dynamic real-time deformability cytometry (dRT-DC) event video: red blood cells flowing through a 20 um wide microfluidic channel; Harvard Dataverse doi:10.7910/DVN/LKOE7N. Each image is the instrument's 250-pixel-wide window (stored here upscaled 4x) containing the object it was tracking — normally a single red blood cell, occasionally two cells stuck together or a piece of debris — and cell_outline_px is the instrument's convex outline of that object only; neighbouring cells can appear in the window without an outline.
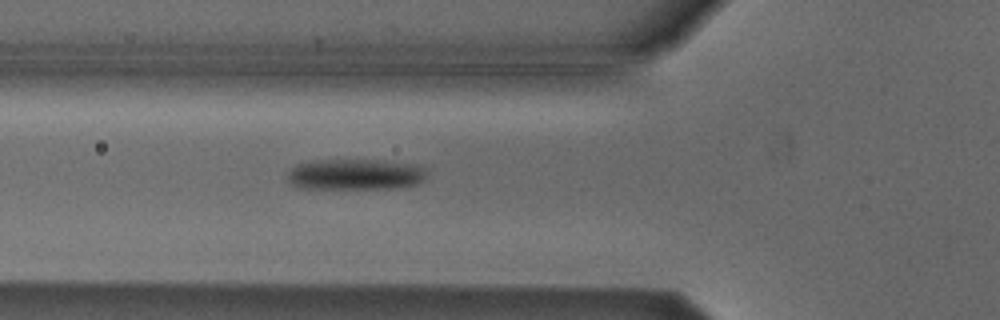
{"species": "Egyptian fruit bat (a non-hibernating species)", "species_latin": "Rousettus aegyptiacus", "temperature_condition": "cold", "stored_images_in_passage": 38, "segment_of_instrument_passage": [1, 2], "camera_frame_rate_fps": 3000, "um_per_image_px": 0.085, "animal": {"sex": "male"}, "frame": {"image": 1, "passage_image": 3, "time_ms": 0.667, "image_size_px": [1000, 320], "cell_outline_px": [[428, 168], [424, 180], [416, 184], [392, 188], [304, 188], [288, 180], [288, 172], [296, 164], [312, 160], [384, 160], [424, 164]], "centroid_in_image_um": [30.31, 14.79], "position_along_channel_um": 95.5, "area_um2": 25.32}}
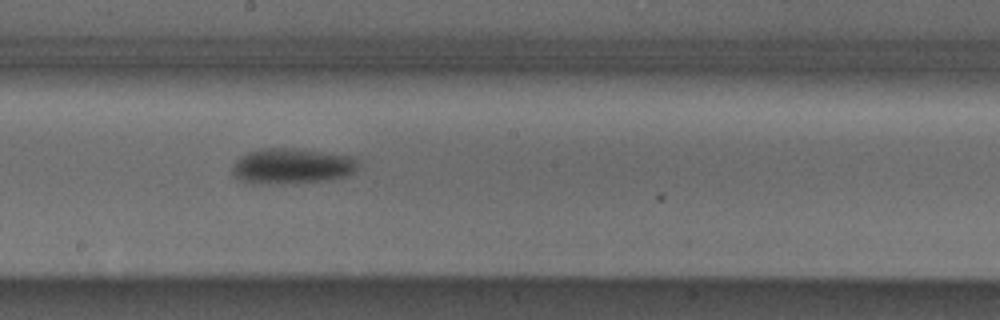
{"frame": {"image": 2, "passage_image": 13, "time_ms": 4.0, "image_size_px": [1000, 320], "cell_outline_px": [[360, 164], [348, 176], [328, 180], [296, 184], [260, 184], [240, 180], [232, 172], [232, 168], [236, 160], [240, 156], [248, 152], [260, 148], [292, 148], [352, 156], [360, 160]], "centroid_in_image_um": [24.83, 14.13], "position_along_channel_um": 223.4, "area_um2": 26.41}}
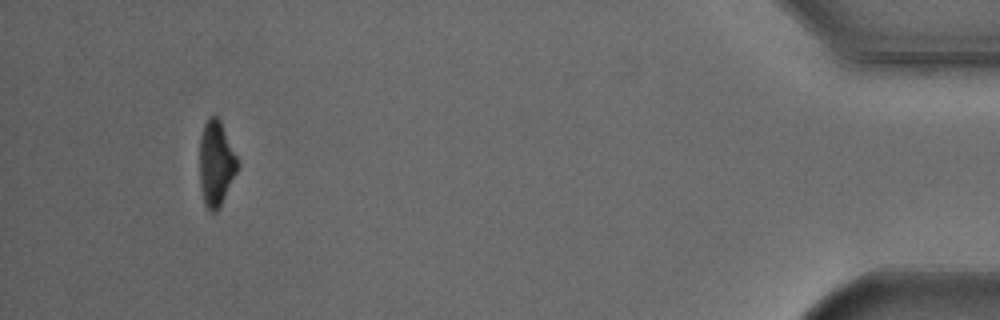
{"frame": {"image": 3, "passage_image": 34, "time_ms": 11.0, "image_size_px": [1000, 320], "cell_outline_px": [[240, 168], [216, 212], [212, 212], [204, 204], [200, 188], [200, 136], [204, 124], [208, 116], [216, 112], [220, 120], [240, 164]], "centroid_in_image_um": [18.37, 13.85], "position_along_channel_um": 416.8, "area_um2": 19.07}}